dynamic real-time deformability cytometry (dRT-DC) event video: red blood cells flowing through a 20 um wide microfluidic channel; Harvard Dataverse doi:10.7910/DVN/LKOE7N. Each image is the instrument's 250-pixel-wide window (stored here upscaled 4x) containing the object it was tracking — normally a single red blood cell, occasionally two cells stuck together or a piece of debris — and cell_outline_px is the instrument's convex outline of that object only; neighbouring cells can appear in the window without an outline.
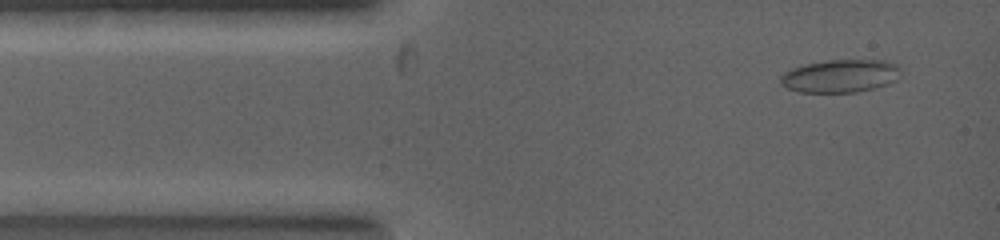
{"species": "common noctule bat (a hibernating species)", "species_latin": "Nyctalus noctula", "temperature_condition": "warm", "stored_images_in_passage": 36, "camera_frame_rate_fps": 5000, "um_per_image_px": 0.085, "animal": {"sex": "female", "body_mass_g": 19.0, "forearm_length_mm": 53.3}, "frame": {"image": 1, "passage_image": 4, "time_ms": 0.4, "image_size_px": [1000, 240], "cell_outline_px": [[900, 68], [896, 80], [888, 84], [856, 92], [800, 92], [788, 88], [780, 84], [780, 76], [784, 72], [792, 68], [808, 64], [832, 60], [884, 60], [896, 64]], "centroid_in_image_um": [71.42, 6.46], "position_along_channel_um": 13.6, "area_um2": 22.83}}
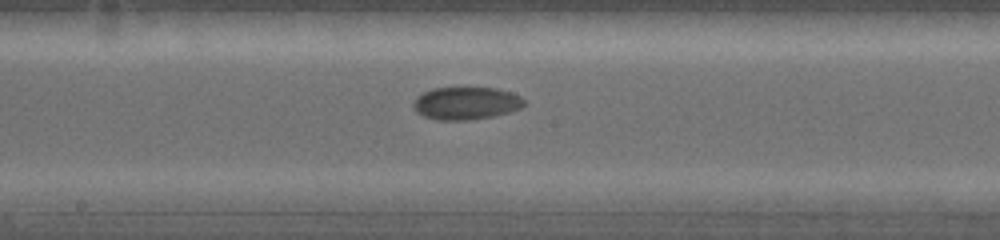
{"frame": {"image": 2, "passage_image": 25, "time_ms": 4.4, "image_size_px": [1000, 240], "cell_outline_px": [[524, 104], [520, 108], [508, 112], [492, 116], [468, 120], [436, 120], [424, 116], [416, 112], [416, 100], [424, 92], [432, 88], [496, 88], [508, 92], [524, 100]], "centroid_in_image_um": [39.61, 8.78], "position_along_channel_um": 208.6, "area_um2": 20.46}}
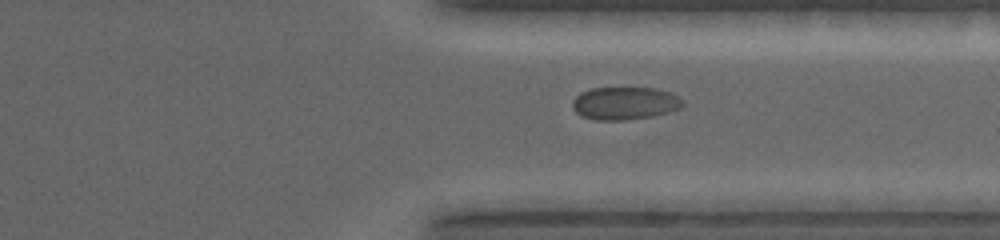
{"frame": {"image": 3, "passage_image": 33, "time_ms": 6.8, "image_size_px": [1000, 240], "cell_outline_px": [[684, 104], [680, 108], [668, 112], [652, 116], [624, 120], [592, 120], [580, 116], [576, 112], [572, 104], [572, 100], [580, 92], [592, 88], [656, 88], [672, 92], [680, 96]], "centroid_in_image_um": [53.11, 8.77], "position_along_channel_um": 358.3, "area_um2": 21.27}}